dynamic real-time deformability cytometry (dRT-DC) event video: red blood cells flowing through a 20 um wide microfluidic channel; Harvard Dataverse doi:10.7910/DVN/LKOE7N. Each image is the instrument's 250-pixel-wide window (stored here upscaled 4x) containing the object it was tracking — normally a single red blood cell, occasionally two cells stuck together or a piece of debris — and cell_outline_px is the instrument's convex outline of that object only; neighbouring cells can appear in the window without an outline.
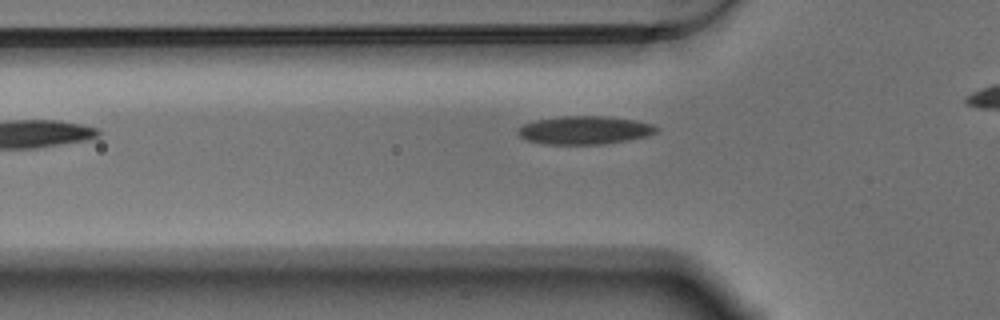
{"species": "Egyptian fruit bat (a non-hibernating species)", "species_latin": "Rousettus aegyptiacus", "temperature_condition": "warm", "stored_images_in_passage": 25, "camera_frame_rate_fps": 3000, "um_per_image_px": 0.085, "animal": {"sex": "male"}, "frame": {"image": 1, "passage_image": 2, "time_ms": 0.333, "image_size_px": [1000, 320], "cell_outline_px": [[660, 128], [656, 132], [648, 136], [628, 140], [604, 144], [544, 144], [528, 140], [520, 136], [516, 132], [524, 124], [536, 120], [560, 116], [604, 116], [636, 120], [652, 124]], "centroid_in_image_um": [49.72, 11.06], "position_along_channel_um": 76.1, "area_um2": 22.77}}
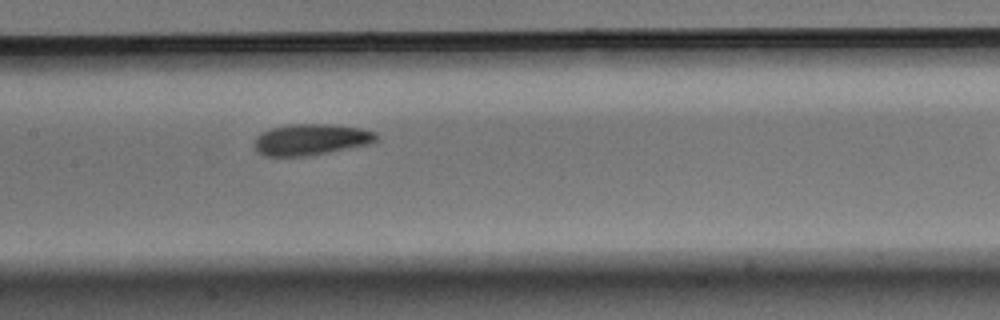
{"frame": {"image": 2, "passage_image": 11, "time_ms": 3.333, "image_size_px": [1000, 320], "cell_outline_px": [[380, 136], [376, 140], [368, 144], [328, 152], [304, 156], [264, 156], [256, 152], [256, 136], [272, 128], [288, 124], [328, 124], [360, 128], [376, 132]], "centroid_in_image_um": [26.44, 11.86], "position_along_channel_um": 181.0, "area_um2": 21.96}}
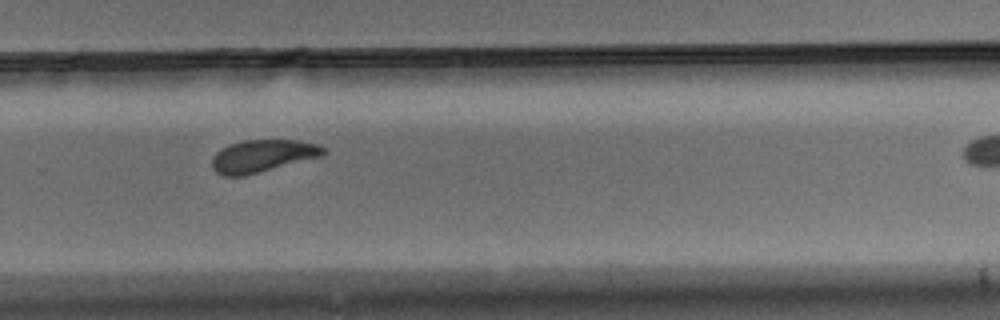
{"frame": {"image": 3, "passage_image": 22, "time_ms": 7.0, "image_size_px": [1000, 320], "cell_outline_px": [[324, 152], [320, 156], [244, 176], [224, 176], [216, 172], [212, 168], [212, 156], [220, 148], [228, 144], [244, 140], [296, 140], [316, 144], [324, 148]], "centroid_in_image_um": [22.22, 13.25], "position_along_channel_um": 307.6, "area_um2": 20.81}}